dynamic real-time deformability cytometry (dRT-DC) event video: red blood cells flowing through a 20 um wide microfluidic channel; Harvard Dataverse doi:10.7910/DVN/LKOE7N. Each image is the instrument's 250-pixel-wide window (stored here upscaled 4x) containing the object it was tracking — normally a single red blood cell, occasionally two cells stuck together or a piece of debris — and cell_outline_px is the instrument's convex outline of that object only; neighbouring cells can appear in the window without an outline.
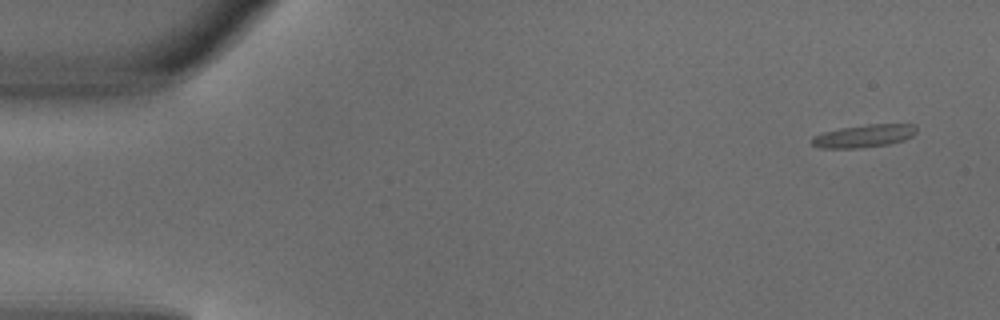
{"species": "common noctule bat (a hibernating species)", "species_latin": "Nyctalus noctula", "temperature_condition": "warm", "stored_images_in_passage": 3, "camera_frame_rate_fps": 3000, "um_per_image_px": 0.085, "animal": {"sex": "male", "body_mass_g": 18.8}, "frame": {"image": 1, "passage_image": 1, "time_ms": 0.0, "image_size_px": [1000, 320], "cell_outline_px": [[916, 132], [912, 136], [904, 140], [888, 144], [856, 148], [820, 148], [812, 144], [812, 136], [824, 132], [840, 128], [868, 124], [916, 124]], "centroid_in_image_um": [73.44, 11.55], "position_along_channel_um": 11.6, "area_um2": 13.81}}